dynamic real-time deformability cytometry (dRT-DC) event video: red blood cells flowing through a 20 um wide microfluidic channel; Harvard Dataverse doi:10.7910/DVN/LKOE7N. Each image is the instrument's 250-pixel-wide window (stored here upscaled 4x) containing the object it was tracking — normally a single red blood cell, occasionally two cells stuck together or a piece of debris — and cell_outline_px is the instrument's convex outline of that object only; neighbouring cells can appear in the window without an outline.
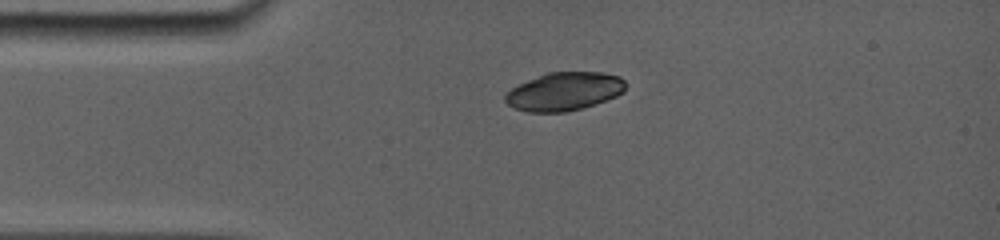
{"species": "common noctule bat (a hibernating species)", "species_latin": "Nyctalus noctula", "temperature_condition": "room temperature", "stored_images_in_passage": 40, "camera_frame_rate_fps": 5000, "um_per_image_px": 0.085, "animal": {"sex": "female", "body_mass_g": 19.0, "forearm_length_mm": 56.7}, "frame": {"image": 1, "passage_image": 1, "time_ms": 0.0, "image_size_px": [1000, 240], "cell_outline_px": [[628, 84], [624, 92], [616, 96], [580, 108], [564, 112], [528, 112], [512, 108], [504, 100], [504, 96], [512, 88], [528, 80], [548, 72], [604, 72], [620, 76]], "centroid_in_image_um": [47.98, 7.76], "position_along_channel_um": 37.0, "area_um2": 26.76}}
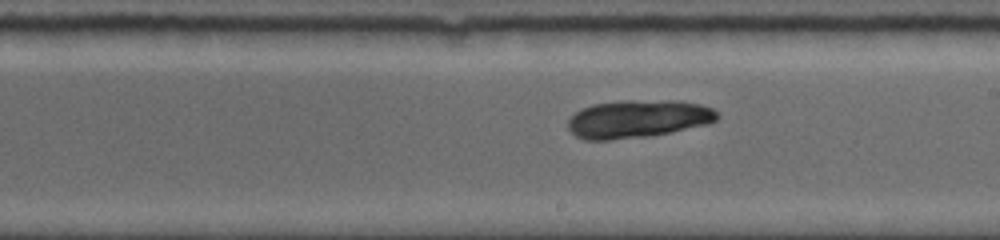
{"frame": {"image": 2, "passage_image": 14, "time_ms": 5.8, "image_size_px": [1000, 240], "cell_outline_px": [[720, 116], [716, 120], [708, 124], [672, 132], [648, 136], [608, 140], [584, 140], [576, 136], [568, 128], [568, 120], [576, 112], [592, 104], [624, 100], [676, 100], [700, 104], [712, 108]], "centroid_in_image_um": [54.24, 10.1], "position_along_channel_um": 234.8, "area_um2": 33.06}}
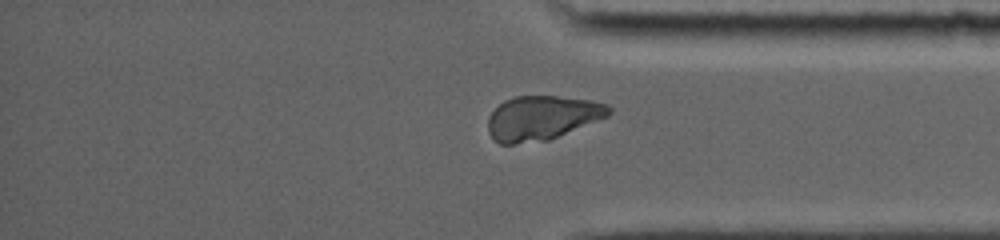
{"frame": {"image": 3, "passage_image": 27, "time_ms": 9.8, "image_size_px": [1000, 240], "cell_outline_px": [[612, 112], [608, 116], [548, 140], [516, 144], [500, 144], [488, 132], [488, 116], [504, 100], [516, 96], [556, 96], [592, 100], [608, 104], [612, 108]], "centroid_in_image_um": [46.08, 10.01], "position_along_channel_um": 389.1, "area_um2": 31.15}}